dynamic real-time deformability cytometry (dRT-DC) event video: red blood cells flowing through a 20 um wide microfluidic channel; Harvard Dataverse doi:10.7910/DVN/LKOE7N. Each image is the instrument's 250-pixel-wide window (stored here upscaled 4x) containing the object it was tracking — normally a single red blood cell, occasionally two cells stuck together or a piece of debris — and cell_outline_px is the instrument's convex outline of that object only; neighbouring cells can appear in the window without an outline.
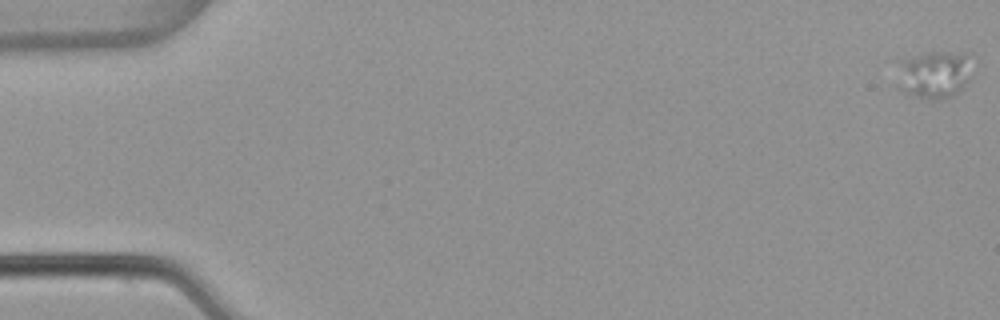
{"species": "common noctule bat (a hibernating species)", "species_latin": "Nyctalus noctula", "temperature_condition": "warm", "stored_images_in_passage": 56, "camera_frame_rate_fps": 3000, "um_per_image_px": 0.085, "animal": {"sex": "female", "body_mass_g": 22.7, "forearm_length_mm": 54.2}, "frame": {"image": 1, "passage_image": 1, "time_ms": 0.0, "image_size_px": [1000, 320], "cell_outline_px": [[972, 76], [952, 96], [940, 100], [932, 100], [896, 88], [896, 60], [928, 52], [964, 52], [968, 56]], "centroid_in_image_um": [79.33, 6.3], "position_along_channel_um": 5.7, "area_um2": 21.21}}
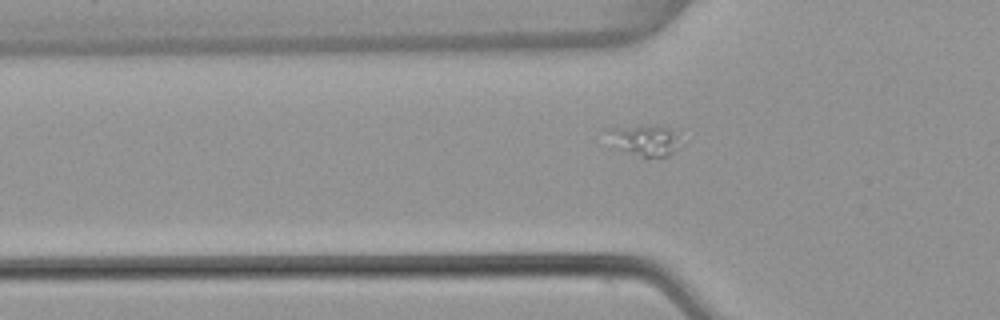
{"frame": {"image": 2, "passage_image": 19, "time_ms": 6.0, "image_size_px": [1000, 320], "cell_outline_px": [[684, 144], [668, 156], [644, 156], [628, 152], [620, 148], [608, 128], [660, 124], [668, 128]], "centroid_in_image_um": [54.97, 11.9], "position_along_channel_um": 70.8, "area_um2": 12.48}}
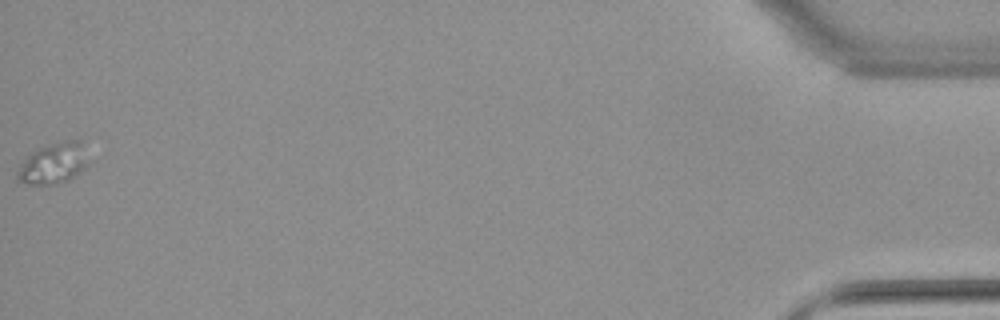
{"frame": {"image": 3, "passage_image": 56, "time_ms": 18.333, "image_size_px": [1000, 320], "cell_outline_px": [[92, 160], [80, 172], [68, 180], [56, 184], [28, 184], [16, 180], [16, 172], [20, 164], [36, 148], [48, 144], [64, 140], [80, 140]], "centroid_in_image_um": [4.57, 13.87], "position_along_channel_um": 430.6, "area_um2": 17.28}}